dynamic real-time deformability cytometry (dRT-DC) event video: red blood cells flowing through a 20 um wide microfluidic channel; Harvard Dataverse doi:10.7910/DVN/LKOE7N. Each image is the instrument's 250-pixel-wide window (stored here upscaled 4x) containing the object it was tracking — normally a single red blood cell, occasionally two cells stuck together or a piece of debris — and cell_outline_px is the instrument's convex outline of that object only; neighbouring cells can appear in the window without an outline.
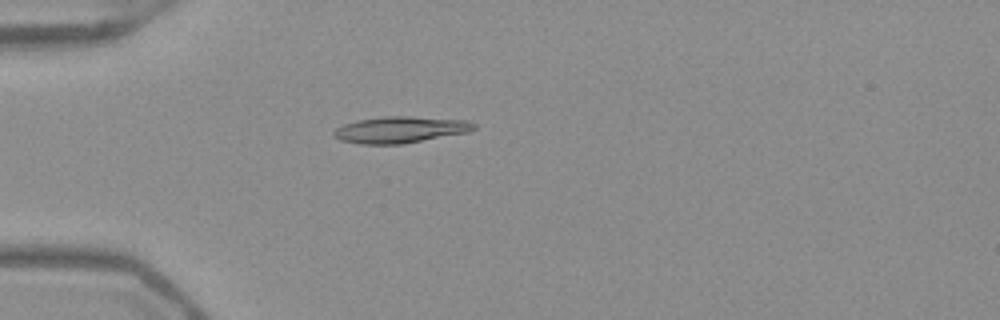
{"species": "Egyptian fruit bat (a non-hibernating species)", "species_latin": "Rousettus aegyptiacus", "temperature_condition": "warm", "stored_images_in_passage": 38, "camera_frame_rate_fps": 3000, "um_per_image_px": 0.085, "frame": {"image": 1, "passage_image": 1, "time_ms": 0.0, "image_size_px": [1000, 320], "cell_outline_px": [[476, 128], [468, 132], [400, 144], [360, 144], [340, 140], [332, 136], [332, 132], [336, 128], [344, 124], [356, 120], [384, 116], [408, 116], [468, 120], [476, 124]], "centroid_in_image_um": [33.99, 11.01], "position_along_channel_um": 51.0, "area_um2": 21.62}}
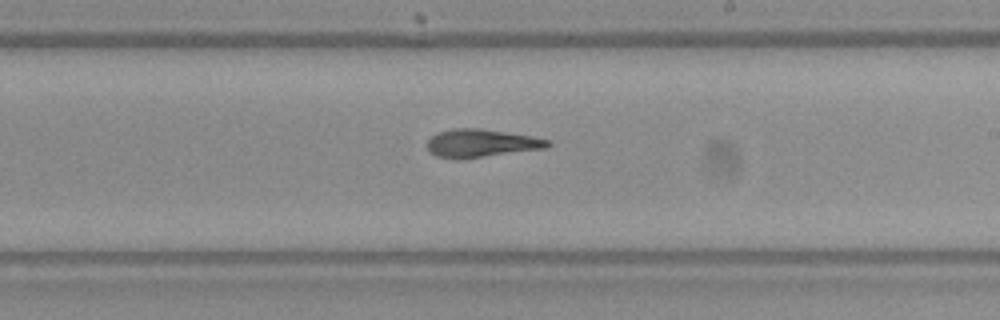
{"frame": {"image": 2, "passage_image": 17, "time_ms": 5.333, "image_size_px": [1000, 320], "cell_outline_px": [[552, 144], [548, 148], [460, 160], [436, 156], [428, 148], [428, 140], [436, 132], [452, 128], [480, 128], [532, 136], [552, 140]], "centroid_in_image_um": [40.95, 12.18], "position_along_channel_um": 248.1, "area_um2": 20.0}}
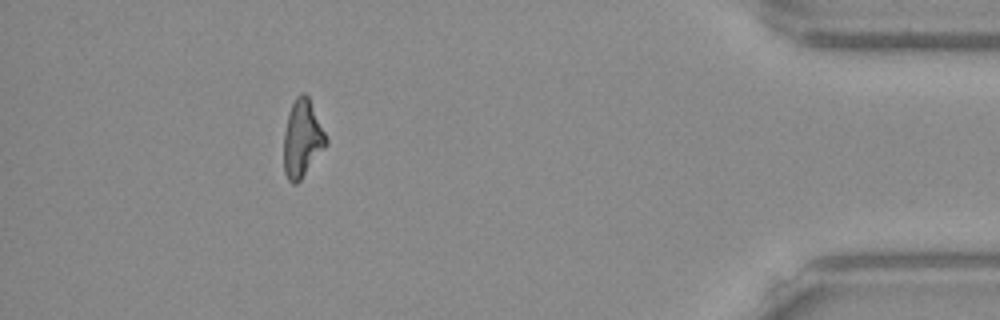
{"frame": {"image": 3, "passage_image": 33, "time_ms": 10.667, "image_size_px": [1000, 320], "cell_outline_px": [[328, 144], [300, 180], [296, 184], [292, 184], [288, 180], [284, 172], [284, 132], [288, 112], [296, 96], [300, 92], [304, 92], [308, 96], [328, 140]], "centroid_in_image_um": [25.68, 11.78], "position_along_channel_um": 409.5, "area_um2": 19.02}, "authors_computed_cell_mechanics": {"area_um2": 20.0566, "velocity_mm_per_s": 3.9601, "shape_relaxation_time_tau1_ms": 7.7514, "shape_relaxation_time_tau2_ms": 2.8445, "deformation_change_tau1": 0.2327, "deformation_change_tau2": 0.1263}}